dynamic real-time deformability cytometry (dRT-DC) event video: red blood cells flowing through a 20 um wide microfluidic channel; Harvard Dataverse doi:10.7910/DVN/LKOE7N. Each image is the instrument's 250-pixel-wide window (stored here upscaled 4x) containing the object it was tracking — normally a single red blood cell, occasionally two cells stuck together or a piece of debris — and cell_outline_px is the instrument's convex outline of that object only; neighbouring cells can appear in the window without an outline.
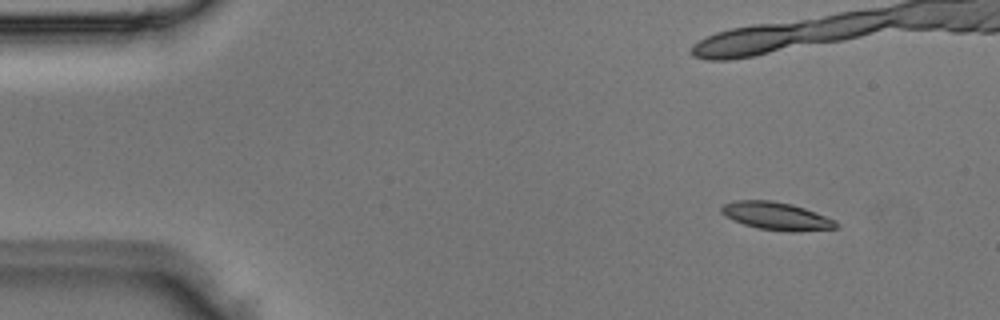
{"species": "Egyptian fruit bat (a non-hibernating species)", "species_latin": "Rousettus aegyptiacus", "temperature_condition": "room temperature", "stored_images_in_passage": 6, "camera_frame_rate_fps": 3000, "um_per_image_px": 0.085, "animal": {"sex": "male"}, "frame": {"image": 1, "passage_image": 1, "time_ms": 0.0, "image_size_px": [1000, 320], "cell_outline_px": [[840, 224], [836, 228], [796, 232], [788, 232], [756, 228], [732, 220], [724, 216], [720, 212], [720, 208], [724, 204], [736, 200], [772, 200], [792, 204], [804, 208], [836, 220]], "centroid_in_image_um": [65.99, 18.37], "position_along_channel_um": 19.0, "area_um2": 18.79}}